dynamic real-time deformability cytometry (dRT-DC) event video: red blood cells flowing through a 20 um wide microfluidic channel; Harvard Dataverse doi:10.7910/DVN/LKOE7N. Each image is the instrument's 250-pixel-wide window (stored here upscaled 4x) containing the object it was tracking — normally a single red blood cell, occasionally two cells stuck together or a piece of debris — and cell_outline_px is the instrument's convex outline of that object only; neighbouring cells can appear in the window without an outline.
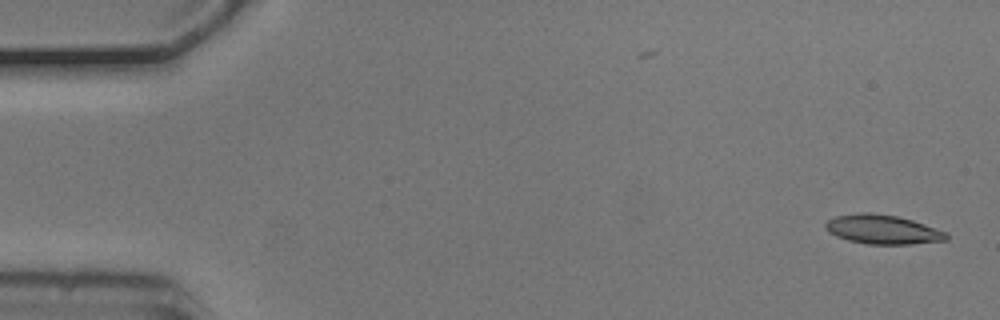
{"species": "common noctule bat (a hibernating species)", "species_latin": "Nyctalus noctula", "temperature_condition": "cold", "stored_images_in_passage": 2, "camera_frame_rate_fps": 3000, "um_per_image_px": 0.085, "animal": {"sex": "male", "body_mass_g": 20.5, "forearm_length_mm": 52.5}, "frame": {"image": 1, "passage_image": 2, "time_ms": 0.333, "image_size_px": [1000, 320], "cell_outline_px": [[948, 240], [912, 244], [864, 244], [848, 240], [836, 236], [828, 232], [824, 228], [824, 224], [828, 220], [836, 216], [860, 212], [872, 212], [896, 216], [912, 220], [948, 232]], "centroid_in_image_um": [75.01, 19.5], "position_along_channel_um": 10.0, "area_um2": 20.75}}